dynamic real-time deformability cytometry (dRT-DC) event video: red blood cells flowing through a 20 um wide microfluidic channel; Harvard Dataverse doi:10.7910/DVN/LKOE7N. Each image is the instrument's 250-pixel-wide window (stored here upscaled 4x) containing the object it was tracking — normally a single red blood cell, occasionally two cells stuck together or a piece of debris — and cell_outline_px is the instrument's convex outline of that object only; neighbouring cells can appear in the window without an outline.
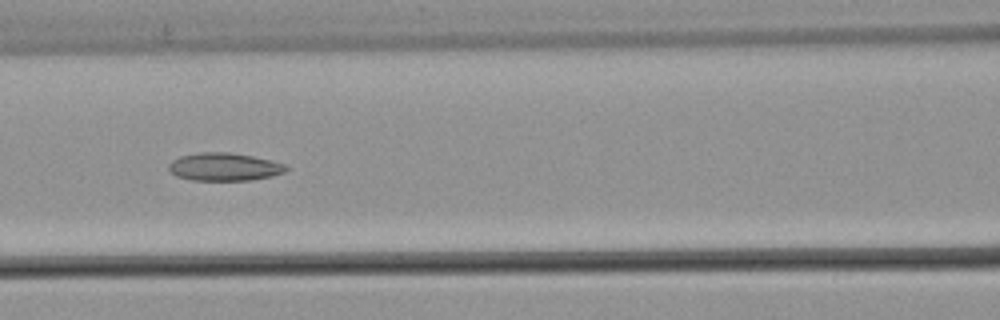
{"species": "common noctule bat (a hibernating species)", "species_latin": "Nyctalus noctula", "temperature_condition": "warm", "stored_images_in_passage": 8, "camera_frame_rate_fps": 3000, "um_per_image_px": 0.085, "animal": {"sex": "male", "body_mass_g": 21.5, "forearm_length_mm": 52.0}, "frame": {"image": 1, "passage_image": 6, "time_ms": 1.667, "image_size_px": [1000, 320], "cell_outline_px": [[288, 168], [284, 172], [272, 176], [248, 180], [192, 180], [176, 176], [168, 168], [168, 164], [172, 160], [180, 156], [200, 152], [228, 152], [252, 156], [272, 160], [284, 164]], "centroid_in_image_um": [19.05, 14.17], "position_along_channel_um": 147.6, "area_um2": 19.02}}